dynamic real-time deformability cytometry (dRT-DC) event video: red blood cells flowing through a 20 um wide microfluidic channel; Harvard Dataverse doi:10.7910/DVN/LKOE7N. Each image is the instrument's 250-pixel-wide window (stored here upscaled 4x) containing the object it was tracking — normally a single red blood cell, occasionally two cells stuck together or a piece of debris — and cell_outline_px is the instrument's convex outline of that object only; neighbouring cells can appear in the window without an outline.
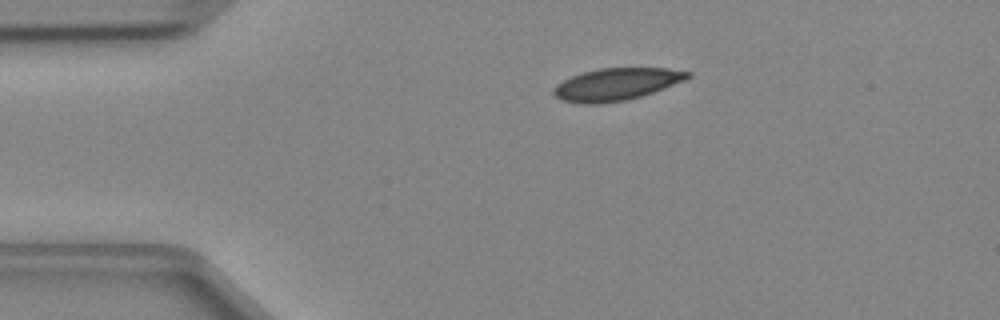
{"species": "Egyptian fruit bat (a non-hibernating species)", "species_latin": "Rousettus aegyptiacus", "temperature_condition": "cold", "stored_images_in_passage": 32, "camera_frame_rate_fps": 3000, "um_per_image_px": 0.085, "animal": {"sex": "female"}, "frame": {"image": 1, "passage_image": 1, "time_ms": 0.0, "image_size_px": [1000, 320], "cell_outline_px": [[692, 76], [684, 80], [652, 92], [628, 100], [596, 104], [584, 104], [560, 100], [552, 92], [556, 84], [572, 76], [584, 72], [600, 68], [668, 68], [692, 72]], "centroid_in_image_um": [52.38, 7.16], "position_along_channel_um": 32.6, "area_um2": 25.03}}
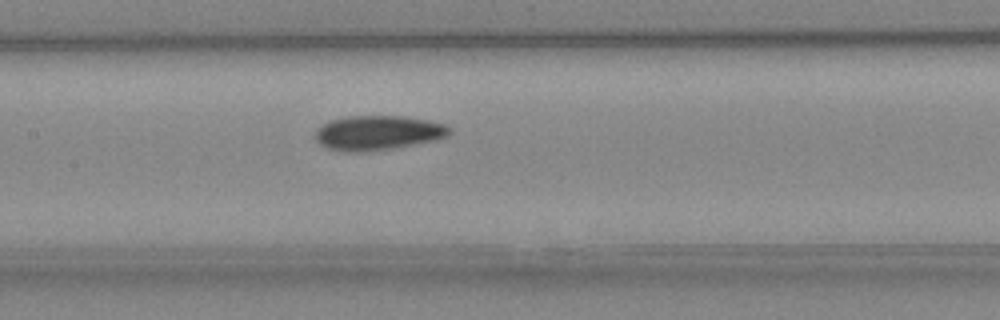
{"frame": {"image": 2, "passage_image": 14, "time_ms": 4.333, "image_size_px": [1000, 320], "cell_outline_px": [[452, 132], [448, 136], [436, 140], [392, 148], [360, 152], [344, 152], [328, 148], [320, 144], [316, 140], [316, 132], [324, 124], [332, 120], [352, 116], [404, 116], [428, 120], [444, 124], [452, 128]], "centroid_in_image_um": [32.18, 11.29], "position_along_channel_um": 175.2, "area_um2": 26.82}}
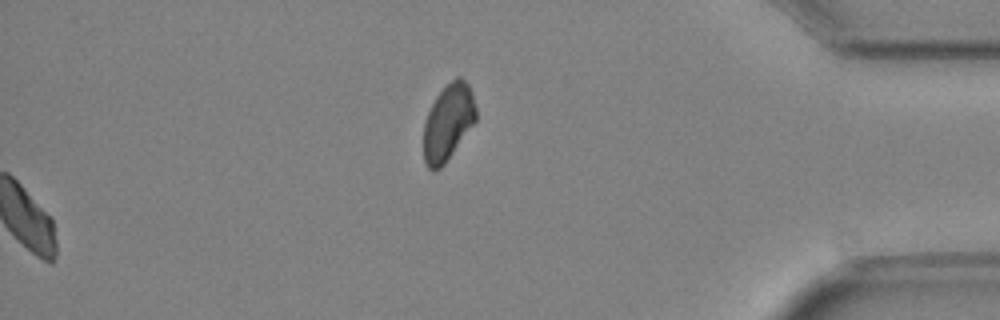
{"frame": {"image": 3, "passage_image": 32, "time_ms": 10.333, "image_size_px": [1000, 320], "cell_outline_px": [[476, 120], [444, 164], [440, 168], [432, 172], [428, 168], [424, 160], [424, 120], [436, 96], [456, 76], [460, 76], [468, 84], [472, 92], [476, 108]], "centroid_in_image_um": [38.08, 10.39], "position_along_channel_um": 397.1, "area_um2": 23.06}}